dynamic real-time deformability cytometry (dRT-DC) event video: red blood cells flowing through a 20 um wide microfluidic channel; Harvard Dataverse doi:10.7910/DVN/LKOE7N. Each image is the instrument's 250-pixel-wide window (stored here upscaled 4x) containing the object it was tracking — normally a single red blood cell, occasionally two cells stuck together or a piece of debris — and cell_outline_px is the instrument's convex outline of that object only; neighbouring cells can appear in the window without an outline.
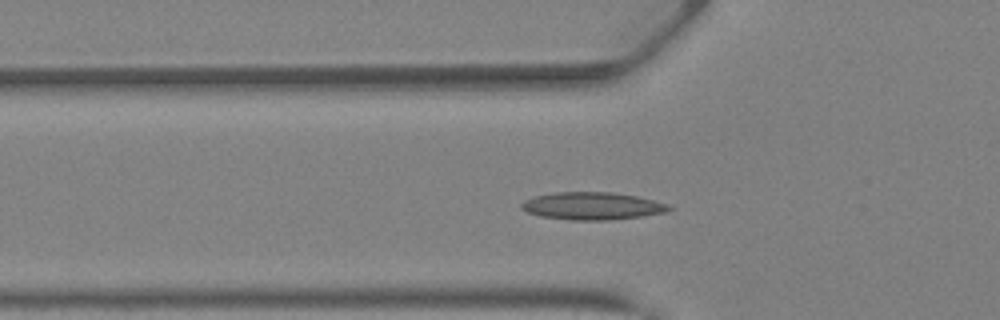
{"species": "Egyptian fruit bat (a non-hibernating species)", "species_latin": "Rousettus aegyptiacus", "temperature_condition": "warm", "stored_images_in_passage": 42, "camera_frame_rate_fps": 3000, "um_per_image_px": 0.085, "animal": {"sex": "female"}, "frame": {"image": 1, "passage_image": 13, "time_ms": 4.0, "image_size_px": [1000, 320], "cell_outline_px": [[672, 208], [664, 212], [640, 216], [608, 220], [568, 220], [540, 216], [528, 212], [520, 208], [520, 204], [524, 200], [532, 196], [556, 192], [612, 192], [636, 196], [668, 204]], "centroid_in_image_um": [50.27, 17.5], "position_along_channel_um": 75.5, "area_um2": 23.58}}
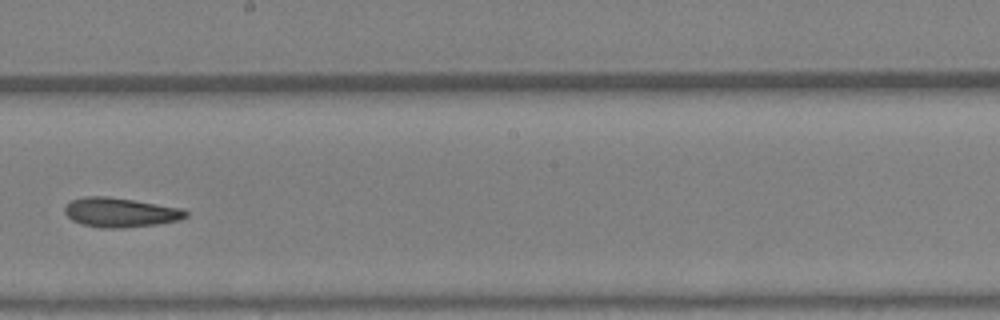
{"frame": {"image": 2, "passage_image": 23, "time_ms": 7.333, "image_size_px": [1000, 320], "cell_outline_px": [[188, 216], [176, 220], [156, 224], [124, 228], [100, 228], [84, 224], [72, 220], [64, 212], [64, 208], [72, 200], [84, 196], [108, 196], [180, 208], [188, 212]], "centroid_in_image_um": [10.19, 18.05], "position_along_channel_um": 238.0, "area_um2": 20.46}}
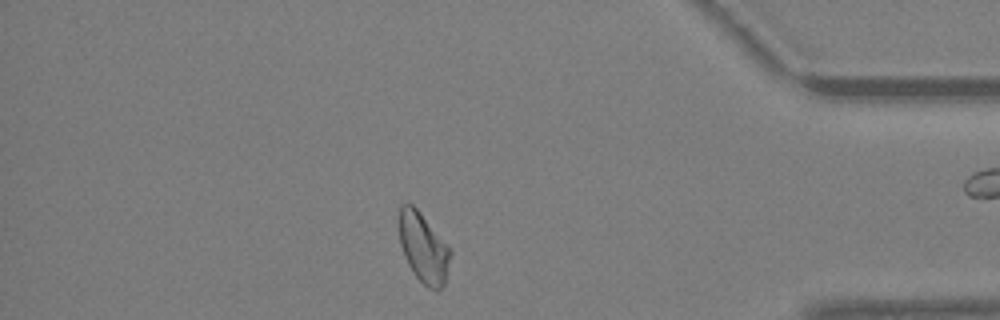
{"frame": {"image": 3, "passage_image": 35, "time_ms": 11.333, "image_size_px": [1000, 320], "cell_outline_px": [[452, 252], [444, 284], [436, 292], [428, 288], [412, 272], [404, 256], [400, 244], [396, 224], [396, 220], [400, 204], [412, 204], [420, 212]], "centroid_in_image_um": [35.92, 21.04], "position_along_channel_um": 399.3, "area_um2": 21.04}, "authors_computed_cell_mechanics": {"area_um2": 20.8947, "velocity_mm_per_s": 4.8685, "shape_relaxation_time_tau1_ms": null, "shape_relaxation_time_tau2_ms": 8.2876, "deformation_change_tau1": null, "deformation_change_tau2": 0.1963}}